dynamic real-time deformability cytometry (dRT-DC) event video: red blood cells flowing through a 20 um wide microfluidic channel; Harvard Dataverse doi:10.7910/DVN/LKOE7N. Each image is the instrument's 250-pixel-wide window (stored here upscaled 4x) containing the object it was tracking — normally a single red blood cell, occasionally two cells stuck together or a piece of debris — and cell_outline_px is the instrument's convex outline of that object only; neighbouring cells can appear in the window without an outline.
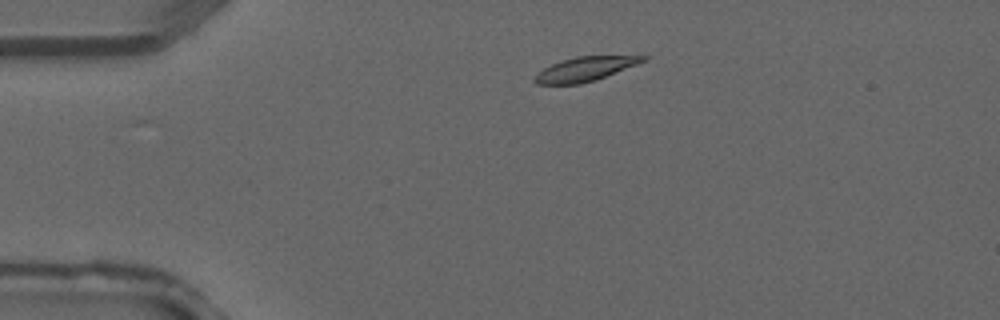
{"species": "common noctule bat (a hibernating species)", "species_latin": "Nyctalus noctula", "temperature_condition": "warm", "stored_images_in_passage": 4, "camera_frame_rate_fps": 3000, "um_per_image_px": 0.085, "animal": {"sex": "male", "forearm_length_mm": 52.5}, "frame": {"image": 1, "passage_image": 2, "time_ms": 0.333, "image_size_px": [1000, 320], "cell_outline_px": [[648, 60], [596, 80], [580, 84], [536, 84], [532, 80], [544, 68], [560, 60], [576, 56], [648, 56]], "centroid_in_image_um": [49.74, 5.87], "position_along_channel_um": 35.3, "area_um2": 15.2}}
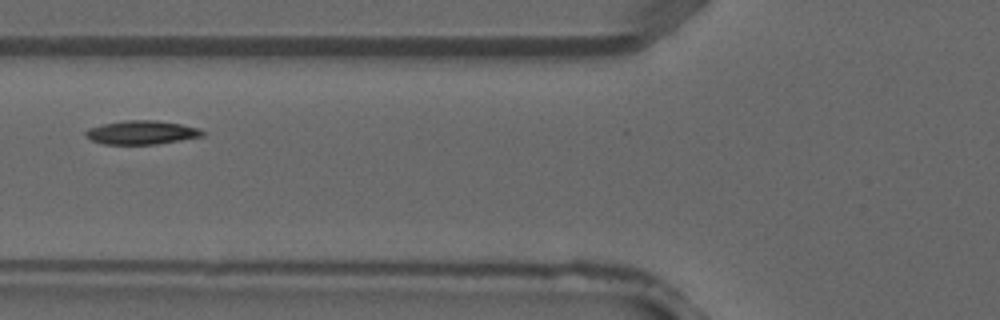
{"frame": {"image": 2, "passage_image": 4, "time_ms": 1.0, "image_size_px": [1000, 320], "cell_outline_px": [[204, 136], [156, 144], [104, 144], [92, 140], [84, 136], [84, 132], [88, 128], [104, 124], [124, 120], [156, 120], [180, 124], [200, 128], [204, 132]], "centroid_in_image_um": [12.03, 11.26], "position_along_channel_um": 113.8, "area_um2": 16.13}}